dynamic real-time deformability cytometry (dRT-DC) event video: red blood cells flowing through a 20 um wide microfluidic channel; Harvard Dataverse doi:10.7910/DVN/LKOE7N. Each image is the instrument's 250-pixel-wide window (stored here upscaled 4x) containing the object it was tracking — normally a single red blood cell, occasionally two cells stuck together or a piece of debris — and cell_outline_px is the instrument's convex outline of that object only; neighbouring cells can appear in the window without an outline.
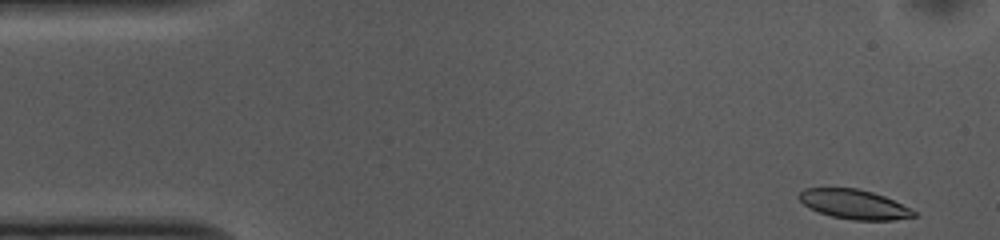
{"species": "common noctule bat (a hibernating species)", "species_latin": "Nyctalus noctula", "temperature_condition": "cold", "stored_images_in_passage": 52, "camera_frame_rate_fps": 3000, "um_per_image_px": 0.085, "animal": {"sex": "female", "body_mass_g": 10.0, "forearm_length_mm": 53.1}, "frame": {"image": 1, "passage_image": 1, "time_ms": 0.0, "image_size_px": [1000, 240], "cell_outline_px": [[916, 216], [892, 220], [852, 220], [832, 216], [808, 208], [796, 196], [804, 188], [856, 188], [872, 192], [884, 196], [912, 208], [916, 212]], "centroid_in_image_um": [72.6, 17.36], "position_along_channel_um": 12.4, "area_um2": 19.71}}
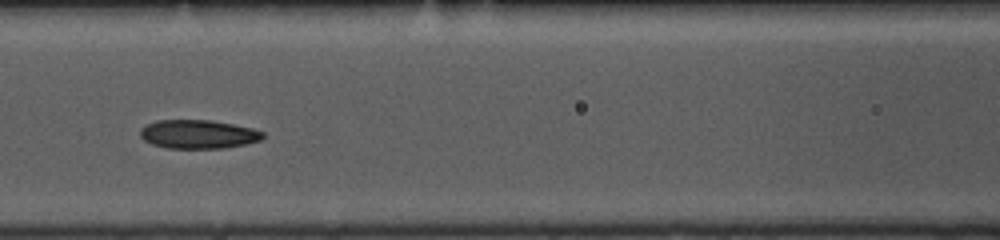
{"frame": {"image": 2, "passage_image": 20, "time_ms": 6.333, "image_size_px": [1000, 240], "cell_outline_px": [[264, 136], [260, 140], [244, 144], [224, 148], [164, 148], [152, 144], [144, 140], [140, 136], [140, 128], [156, 120], [212, 120], [252, 128], [264, 132]], "centroid_in_image_um": [16.82, 11.41], "position_along_channel_um": 149.8, "area_um2": 20.52}}
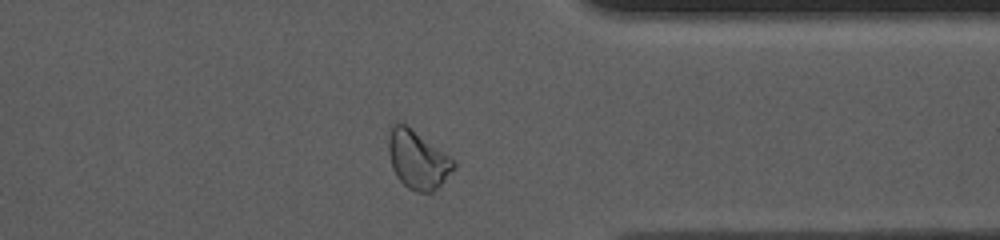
{"frame": {"image": 3, "passage_image": 39, "time_ms": 12.667, "image_size_px": [1000, 240], "cell_outline_px": [[456, 168], [432, 192], [416, 192], [408, 188], [396, 176], [392, 168], [388, 152], [388, 136], [392, 120], [400, 120], [408, 124], [456, 160]], "centroid_in_image_um": [35.48, 13.49], "position_along_channel_um": 375.9, "area_um2": 22.83}, "authors_computed_cell_mechanics": {"area_um2": 21.1259, "velocity_mm_per_s": 3.6984, "shape_relaxation_time_tau1_ms": 5.6737, "shape_relaxation_time_tau2_ms": 6.3646, "deformation_change_tau1": 0.1578, "deformation_change_tau2": 0.1357}}